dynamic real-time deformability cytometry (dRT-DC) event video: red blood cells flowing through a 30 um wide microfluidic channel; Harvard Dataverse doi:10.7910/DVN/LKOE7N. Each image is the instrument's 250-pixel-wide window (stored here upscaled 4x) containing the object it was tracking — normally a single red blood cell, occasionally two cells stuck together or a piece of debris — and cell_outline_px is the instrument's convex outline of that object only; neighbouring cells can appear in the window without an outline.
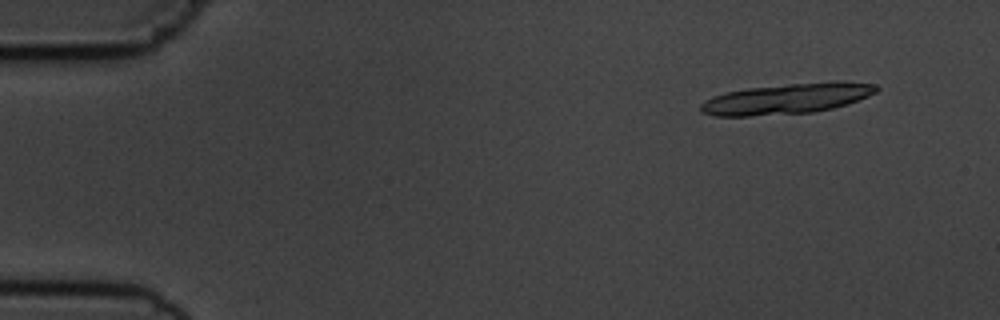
{"species": "common noctule bat (a hibernating species)", "species_latin": "Nyctalus noctula", "temperature_condition": "cold", "stored_images_in_passage": 10, "segment_of_instrument_passage": [1, 2], "camera_frame_rate_fps": 3000, "um_per_image_px": 0.085, "animal": {"sex": "male", "body_mass_g": 19.5, "forearm_length_mm": 54.6}, "frame": {"image": 1, "passage_image": 2, "time_ms": 1.333, "image_size_px": [1000, 320], "cell_outline_px": [[880, 88], [876, 92], [868, 96], [848, 104], [832, 108], [812, 112], [748, 116], [712, 116], [700, 112], [700, 104], [704, 100], [712, 96], [728, 92], [748, 88], [788, 84], [836, 80], [876, 84]], "centroid_in_image_um": [66.89, 8.38], "position_along_channel_um": 18.1, "area_um2": 31.44}}